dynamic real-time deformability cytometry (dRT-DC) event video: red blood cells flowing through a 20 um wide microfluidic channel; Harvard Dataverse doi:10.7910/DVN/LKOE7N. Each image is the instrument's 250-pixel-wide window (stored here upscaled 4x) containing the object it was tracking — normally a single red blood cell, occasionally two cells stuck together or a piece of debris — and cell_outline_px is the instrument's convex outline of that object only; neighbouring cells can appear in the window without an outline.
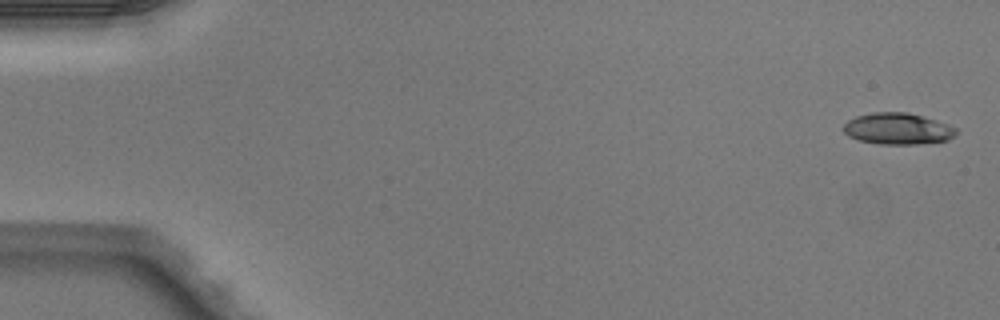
{"species": "Egyptian fruit bat (a non-hibernating species)", "species_latin": "Rousettus aegyptiacus", "temperature_condition": "warm", "stored_images_in_passage": 6, "camera_frame_rate_fps": 3000, "um_per_image_px": 0.085, "animal": {"sex": "male"}, "frame": {"image": 1, "passage_image": 1, "time_ms": 0.0, "image_size_px": [1000, 320], "cell_outline_px": [[956, 132], [948, 140], [916, 144], [880, 144], [860, 140], [848, 136], [844, 132], [844, 124], [848, 120], [856, 116], [872, 112], [908, 112], [924, 116], [948, 124], [956, 128]], "centroid_in_image_um": [76.29, 10.93], "position_along_channel_um": 8.7, "area_um2": 20.58}}
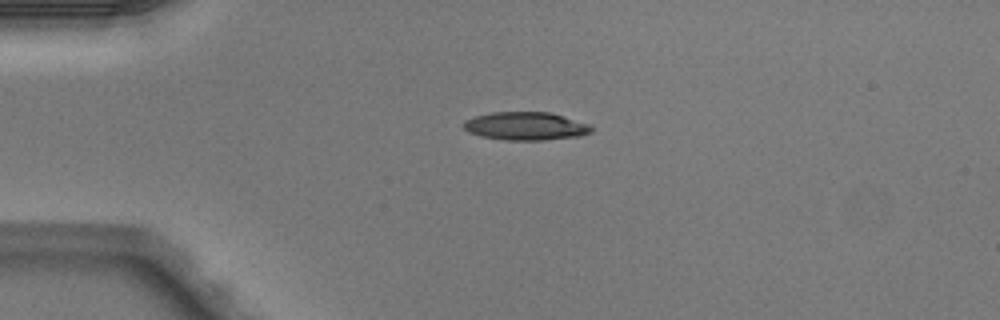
{"frame": {"image": 2, "passage_image": 4, "time_ms": 1.0, "image_size_px": [1000, 320], "cell_outline_px": [[592, 132], [580, 136], [544, 140], [504, 140], [480, 136], [468, 132], [464, 128], [464, 120], [476, 116], [492, 112], [552, 112], [592, 124]], "centroid_in_image_um": [44.73, 10.71], "position_along_channel_um": 40.3, "area_um2": 21.21}}
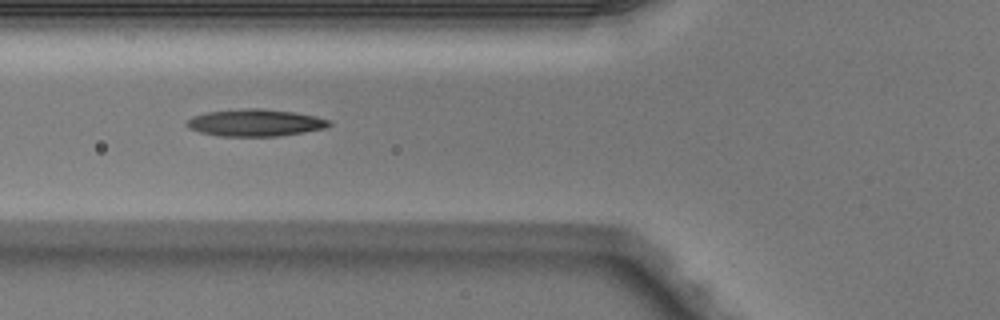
{"frame": {"image": 3, "passage_image": 6, "time_ms": 1.667, "image_size_px": [1000, 320], "cell_outline_px": [[332, 124], [328, 128], [304, 132], [276, 136], [220, 136], [200, 132], [188, 128], [184, 124], [192, 116], [208, 112], [240, 108], [264, 108], [292, 112], [316, 116], [332, 120]], "centroid_in_image_um": [21.72, 10.42], "position_along_channel_um": 104.1, "area_um2": 22.66}}